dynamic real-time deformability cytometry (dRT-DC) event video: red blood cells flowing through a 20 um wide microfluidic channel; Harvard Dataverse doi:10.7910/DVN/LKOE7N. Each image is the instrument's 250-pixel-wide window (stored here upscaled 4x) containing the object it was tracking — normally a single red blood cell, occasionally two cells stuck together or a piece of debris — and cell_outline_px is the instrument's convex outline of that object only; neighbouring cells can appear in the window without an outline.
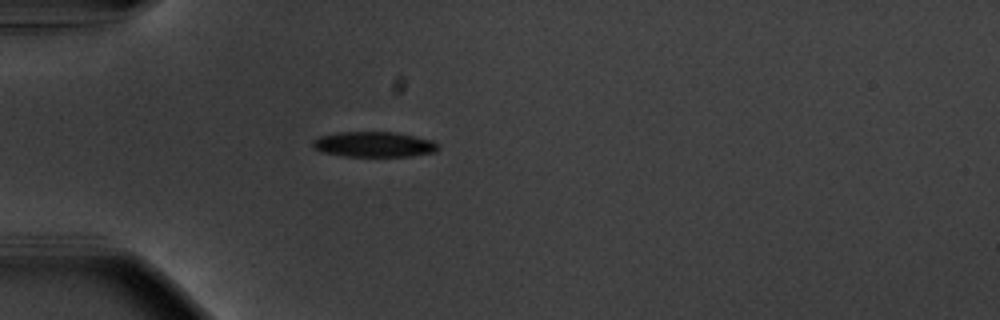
{"species": "common noctule bat (a hibernating species)", "species_latin": "Nyctalus noctula", "temperature_condition": "warm", "stored_images_in_passage": 40, "camera_frame_rate_fps": 3000, "um_per_image_px": 0.085, "animal": {"sex": "male", "body_mass_g": 20.1, "forearm_length_mm": 53.5}, "frame": {"image": 1, "passage_image": 1, "time_ms": 0.0, "image_size_px": [1000, 320], "cell_outline_px": [[440, 148], [436, 152], [412, 156], [344, 156], [324, 152], [316, 148], [312, 144], [312, 140], [320, 136], [340, 132], [396, 132], [432, 140], [440, 144]], "centroid_in_image_um": [31.85, 12.27], "position_along_channel_um": 53.1, "area_um2": 18.5}}
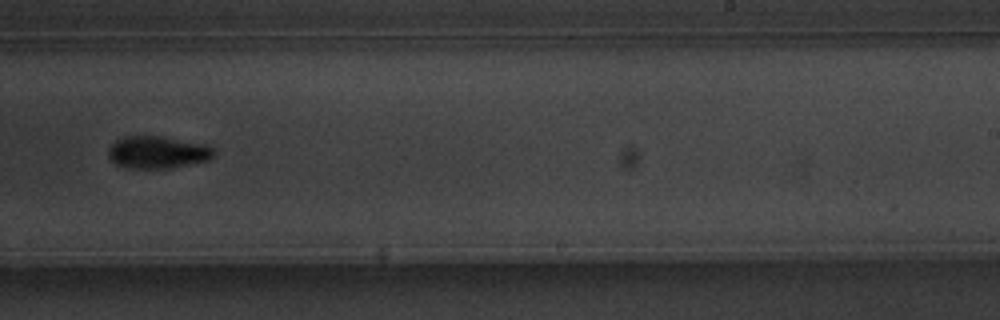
{"frame": {"image": 2, "passage_image": 20, "time_ms": 6.333, "image_size_px": [1000, 320], "cell_outline_px": [[212, 156], [208, 160], [172, 168], [128, 168], [116, 164], [108, 156], [108, 148], [116, 140], [124, 136], [160, 136], [208, 144], [212, 148]], "centroid_in_image_um": [13.37, 12.94], "position_along_channel_um": 275.6, "area_um2": 19.83}}
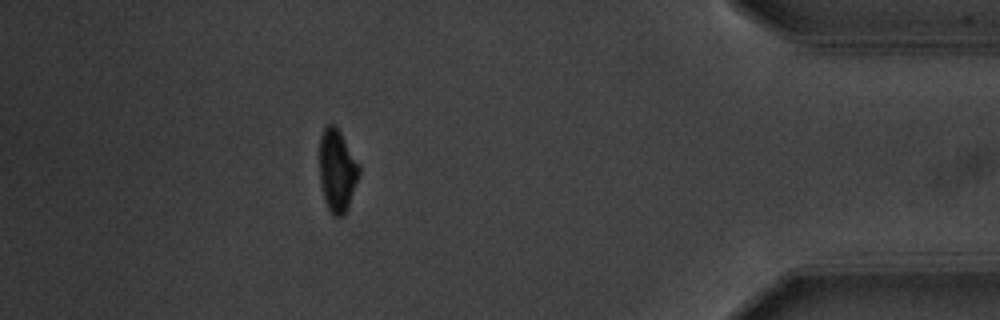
{"frame": {"image": 3, "passage_image": 34, "time_ms": 11.0, "image_size_px": [1000, 320], "cell_outline_px": [[360, 176], [348, 208], [344, 216], [332, 216], [324, 200], [320, 184], [320, 136], [324, 128], [328, 124], [336, 124], [360, 164]], "centroid_in_image_um": [28.68, 14.5], "position_along_channel_um": 406.5, "area_um2": 19.48}, "authors_computed_cell_mechanics": {"area_um2": 19.5364, "velocity_mm_per_s": 3.7013, "shape_relaxation_time_tau1_ms": 2.4098, "shape_relaxation_time_tau2_ms": null, "deformation_change_tau1": 0.15, "deformation_change_tau2": null}}